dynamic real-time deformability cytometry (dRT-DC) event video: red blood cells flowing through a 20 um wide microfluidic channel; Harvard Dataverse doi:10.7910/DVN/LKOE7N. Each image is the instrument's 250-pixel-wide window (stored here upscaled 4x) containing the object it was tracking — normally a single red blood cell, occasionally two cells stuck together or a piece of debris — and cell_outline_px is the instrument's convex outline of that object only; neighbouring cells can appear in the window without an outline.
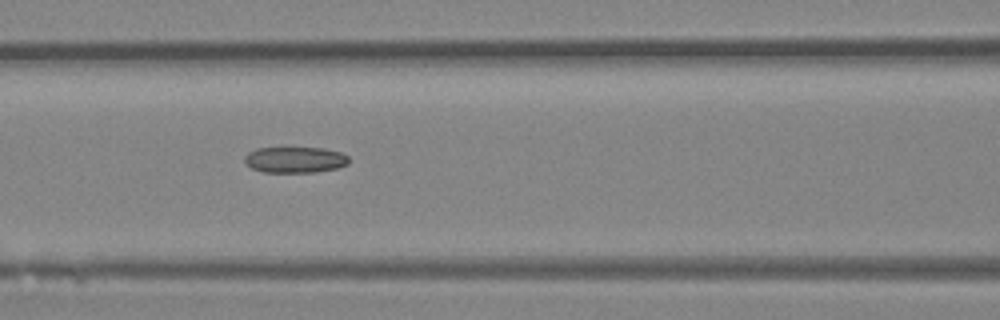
{"species": "Egyptian fruit bat (a non-hibernating species)", "species_latin": "Rousettus aegyptiacus", "temperature_condition": "room temperature", "stored_images_in_passage": 6, "camera_frame_rate_fps": 3000, "um_per_image_px": 0.085, "animal": {"sex": "female"}, "frame": {"image": 1, "passage_image": 6, "time_ms": 1.667, "image_size_px": [1000, 320], "cell_outline_px": [[348, 164], [336, 168], [316, 172], [264, 172], [252, 168], [244, 160], [244, 156], [248, 152], [256, 148], [320, 148], [340, 152], [348, 156]], "centroid_in_image_um": [25.06, 13.58], "position_along_channel_um": 141.5, "area_um2": 15.66}}